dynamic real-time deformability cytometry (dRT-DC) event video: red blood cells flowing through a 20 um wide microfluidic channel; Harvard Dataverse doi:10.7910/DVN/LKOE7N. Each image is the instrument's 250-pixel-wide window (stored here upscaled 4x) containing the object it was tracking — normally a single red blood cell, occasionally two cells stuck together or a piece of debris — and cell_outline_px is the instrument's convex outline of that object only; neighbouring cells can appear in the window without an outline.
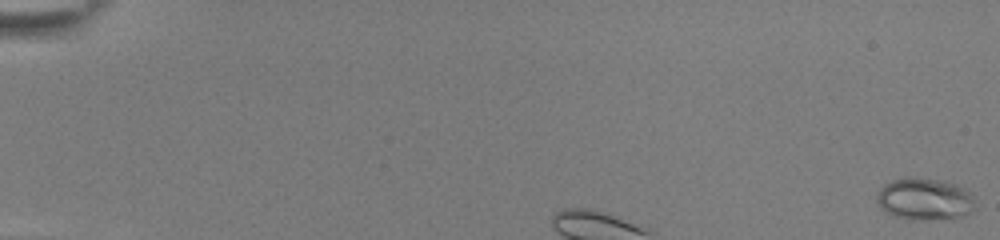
{"species": "common noctule bat (a hibernating species)", "species_latin": "Nyctalus noctula", "temperature_condition": "room temperature", "stored_images_in_passage": 7, "camera_frame_rate_fps": 3000, "um_per_image_px": 0.085, "animal": {"sex": "female", "body_mass_g": 22.0, "forearm_length_mm": 56.7}, "frame": {"image": 1, "passage_image": 1, "time_ms": 0.0, "image_size_px": [1000, 240], "cell_outline_px": [[976, 208], [972, 212], [964, 216], [952, 220], [912, 220], [892, 216], [880, 208], [876, 204], [876, 196], [880, 188], [884, 184], [892, 180], [904, 176], [908, 176], [940, 180], [956, 184], [972, 192]], "centroid_in_image_um": [78.61, 16.94], "position_along_channel_um": 6.4, "area_um2": 25.09}}